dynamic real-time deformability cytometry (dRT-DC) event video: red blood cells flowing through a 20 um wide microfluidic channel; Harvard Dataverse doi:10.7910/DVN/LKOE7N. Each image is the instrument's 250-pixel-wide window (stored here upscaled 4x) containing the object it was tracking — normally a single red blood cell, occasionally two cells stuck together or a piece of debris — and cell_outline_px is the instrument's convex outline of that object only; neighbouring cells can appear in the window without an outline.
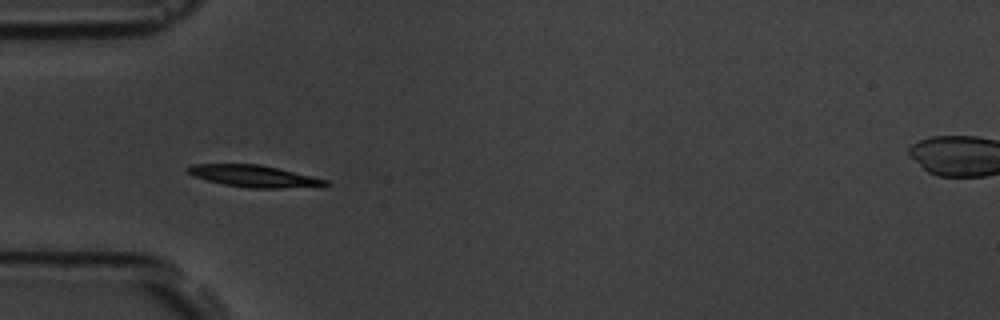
{"species": "common noctule bat (a hibernating species)", "species_latin": "Nyctalus noctula", "temperature_condition": "room temperature", "stored_images_in_passage": 5, "camera_frame_rate_fps": 3000, "um_per_image_px": 0.085, "animal": {"sex": "male", "body_mass_g": 19.5, "forearm_length_mm": 54.6}, "frame": {"image": 1, "passage_image": 5, "time_ms": 1.333, "image_size_px": [1000, 320], "cell_outline_px": [[332, 184], [280, 188], [248, 188], [224, 184], [208, 180], [196, 176], [188, 172], [184, 168], [192, 164], [260, 164], [312, 176], [328, 180]], "centroid_in_image_um": [21.55, 14.96], "position_along_channel_um": 63.4, "area_um2": 17.17}}